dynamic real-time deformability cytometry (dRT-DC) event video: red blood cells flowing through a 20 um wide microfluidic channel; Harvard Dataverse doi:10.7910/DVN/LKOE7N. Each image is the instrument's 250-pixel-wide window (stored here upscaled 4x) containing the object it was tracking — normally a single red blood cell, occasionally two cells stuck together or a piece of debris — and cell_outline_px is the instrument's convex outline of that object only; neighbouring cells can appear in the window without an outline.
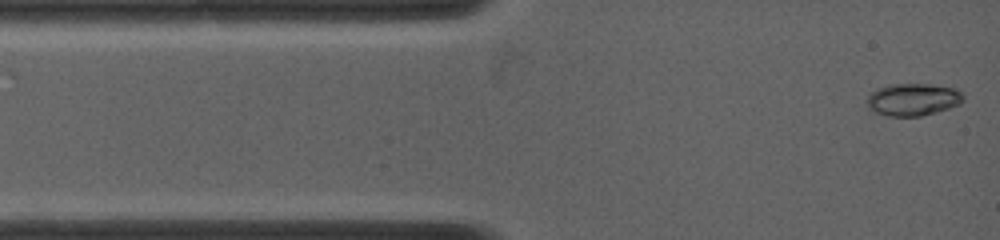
{"species": "common noctule bat (a hibernating species)", "species_latin": "Nyctalus noctula", "temperature_condition": "warm", "stored_images_in_passage": 29, "camera_frame_rate_fps": 5000, "um_per_image_px": 0.085, "animal": {"sex": "female", "body_mass_g": 19.0, "forearm_length_mm": 53.3}, "frame": {"image": 1, "passage_image": 1, "time_ms": 0.0, "image_size_px": [1000, 240], "cell_outline_px": [[964, 100], [960, 104], [936, 112], [920, 116], [888, 116], [872, 112], [864, 104], [864, 100], [876, 88], [892, 84], [928, 84], [952, 88], [960, 92], [964, 96]], "centroid_in_image_um": [77.53, 8.47], "position_along_channel_um": 7.5, "area_um2": 18.32}}
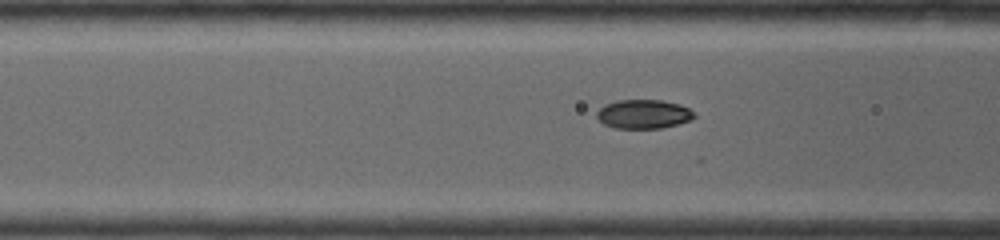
{"frame": {"image": 2, "passage_image": 20, "time_ms": 3.8, "image_size_px": [1000, 240], "cell_outline_px": [[696, 116], [688, 120], [676, 124], [660, 128], [616, 128], [604, 124], [596, 116], [596, 112], [600, 108], [608, 104], [620, 100], [660, 100], [680, 104], [688, 108]], "centroid_in_image_um": [54.69, 9.7], "position_along_channel_um": 111.9, "area_um2": 16.13}}
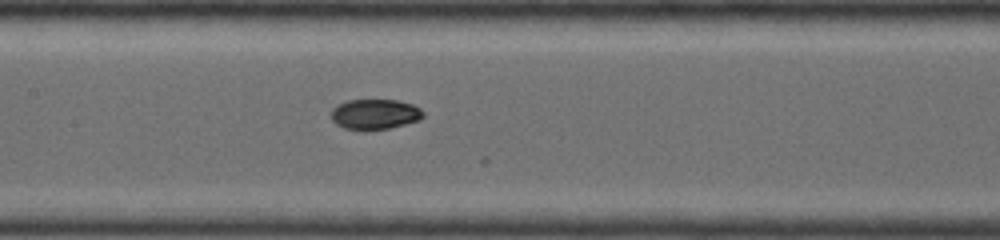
{"frame": {"image": 3, "passage_image": 28, "time_ms": 5.4, "image_size_px": [1000, 240], "cell_outline_px": [[424, 116], [420, 120], [388, 128], [364, 132], [344, 128], [336, 124], [332, 120], [332, 108], [348, 100], [396, 100], [412, 104], [420, 108], [424, 112]], "centroid_in_image_um": [31.86, 9.73], "position_along_channel_um": 175.5, "area_um2": 16.42}}